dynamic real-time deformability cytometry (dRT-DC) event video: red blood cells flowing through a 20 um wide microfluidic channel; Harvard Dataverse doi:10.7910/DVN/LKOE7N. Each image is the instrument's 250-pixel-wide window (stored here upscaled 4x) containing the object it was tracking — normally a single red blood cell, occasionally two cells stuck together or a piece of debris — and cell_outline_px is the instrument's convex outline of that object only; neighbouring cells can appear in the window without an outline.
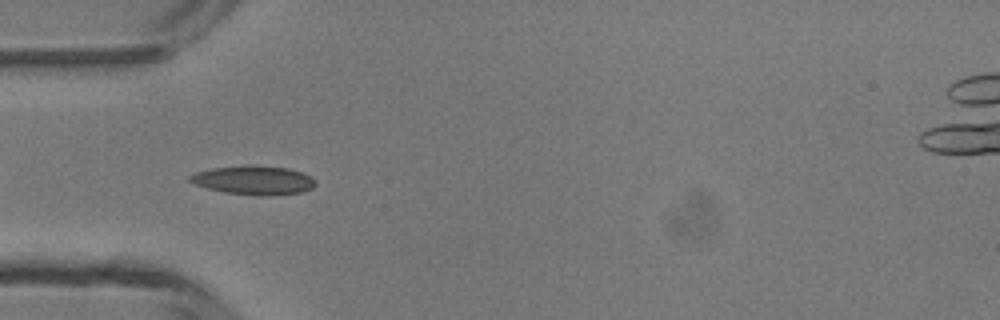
{"species": "common noctule bat (a hibernating species)", "species_latin": "Nyctalus noctula", "temperature_condition": "room temperature", "stored_images_in_passage": 36, "camera_frame_rate_fps": 3000, "um_per_image_px": 0.085, "animal": {"sex": "male", "body_mass_g": 13.3}, "frame": {"image": 1, "passage_image": 3, "time_ms": 0.667, "image_size_px": [1000, 320], "cell_outline_px": [[316, 184], [312, 188], [304, 192], [272, 196], [260, 196], [224, 192], [208, 188], [196, 184], [188, 180], [188, 176], [196, 172], [212, 168], [288, 168], [312, 176], [316, 180]], "centroid_in_image_um": [21.62, 15.38], "position_along_channel_um": 63.4, "area_um2": 20.35}}
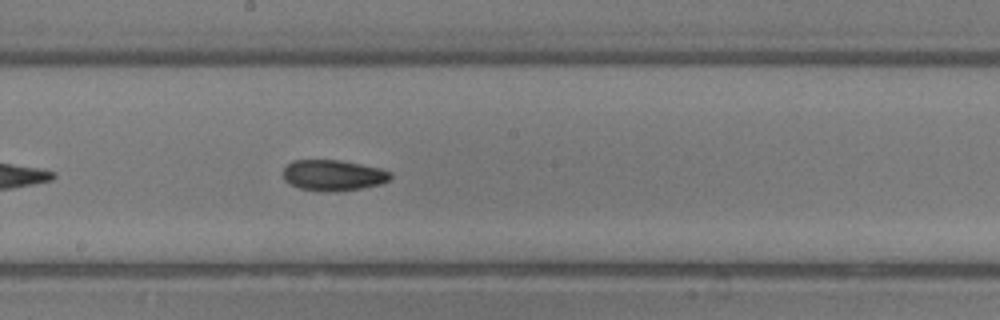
{"frame": {"image": 2, "passage_image": 14, "time_ms": 4.333, "image_size_px": [1000, 320], "cell_outline_px": [[392, 176], [388, 180], [380, 184], [360, 188], [336, 192], [320, 192], [300, 188], [288, 184], [284, 180], [284, 168], [292, 160], [340, 160], [380, 168], [392, 172]], "centroid_in_image_um": [28.3, 14.91], "position_along_channel_um": 219.9, "area_um2": 19.42}}
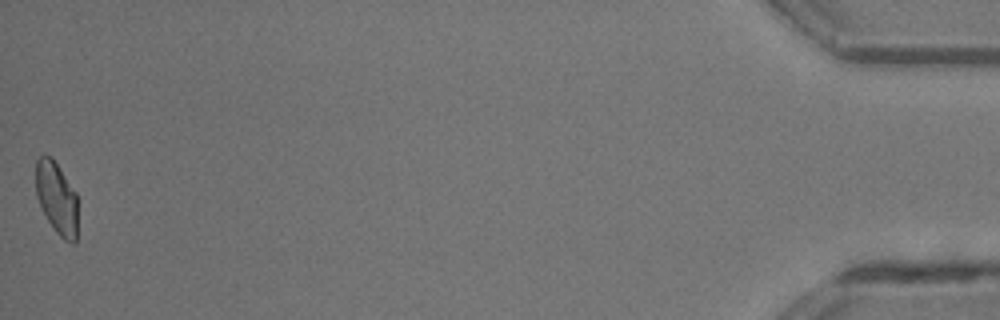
{"frame": {"image": 3, "passage_image": 36, "time_ms": 11.667, "image_size_px": [1000, 320], "cell_outline_px": [[76, 244], [72, 244], [64, 240], [56, 232], [48, 220], [36, 196], [36, 160], [44, 152], [52, 156], [76, 192]], "centroid_in_image_um": [4.81, 16.79], "position_along_channel_um": 430.4, "area_um2": 17.69}, "authors_computed_cell_mechanics": {"area_um2": 18.9295, "velocity_mm_per_s": 4.2767, "shape_relaxation_time_tau1_ms": null, "shape_relaxation_time_tau2_ms": 5.3768, "deformation_change_tau1": null, "deformation_change_tau2": 0.1227}}